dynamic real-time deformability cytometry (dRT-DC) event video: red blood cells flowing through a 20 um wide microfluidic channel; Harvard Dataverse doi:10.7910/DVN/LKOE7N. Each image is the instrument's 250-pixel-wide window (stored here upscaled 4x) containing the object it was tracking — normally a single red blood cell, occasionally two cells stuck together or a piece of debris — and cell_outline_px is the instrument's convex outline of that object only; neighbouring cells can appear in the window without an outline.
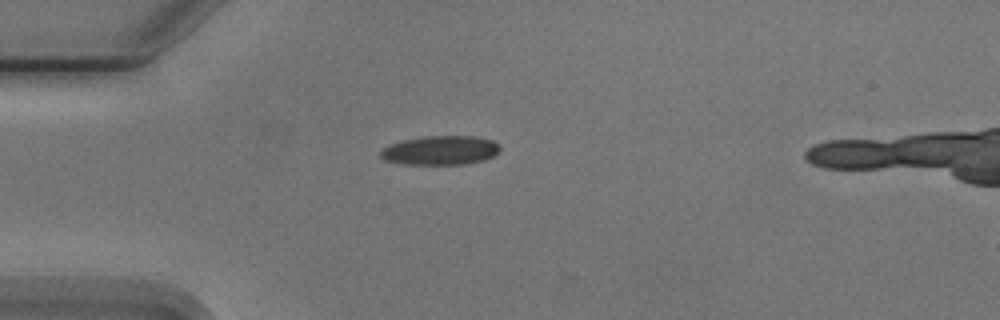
{"species": "Egyptian fruit bat (a non-hibernating species)", "species_latin": "Rousettus aegyptiacus", "temperature_condition": "cold", "stored_images_in_passage": 4, "camera_frame_rate_fps": 3000, "um_per_image_px": 0.085, "animal": {"sex": "male"}, "frame": {"image": 1, "passage_image": 1, "time_ms": 0.0, "image_size_px": [1000, 320], "cell_outline_px": [[500, 152], [484, 160], [464, 164], [400, 164], [384, 160], [380, 156], [380, 152], [388, 144], [404, 140], [424, 136], [476, 136], [492, 140], [500, 144]], "centroid_in_image_um": [37.44, 12.77], "position_along_channel_um": 47.6, "area_um2": 20.4}}
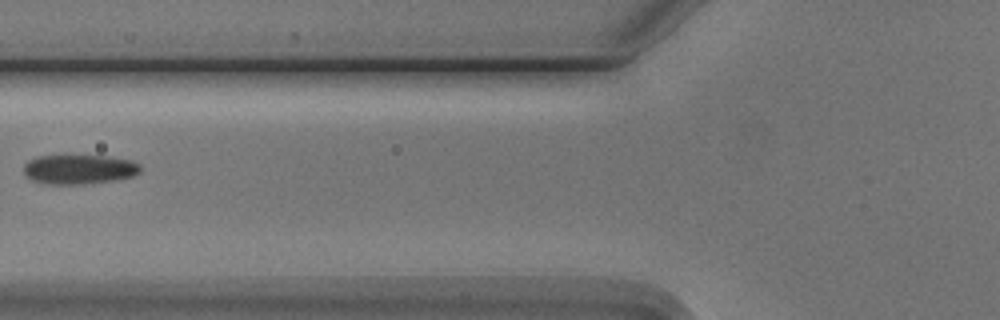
{"frame": {"image": 2, "passage_image": 3, "time_ms": 2.333, "image_size_px": [1000, 320], "cell_outline_px": [[140, 172], [132, 176], [116, 180], [92, 184], [48, 184], [32, 180], [24, 172], [24, 164], [28, 160], [36, 156], [64, 152], [108, 156], [132, 160], [140, 164]], "centroid_in_image_um": [6.71, 14.33], "position_along_channel_um": 119.1, "area_um2": 21.21}}
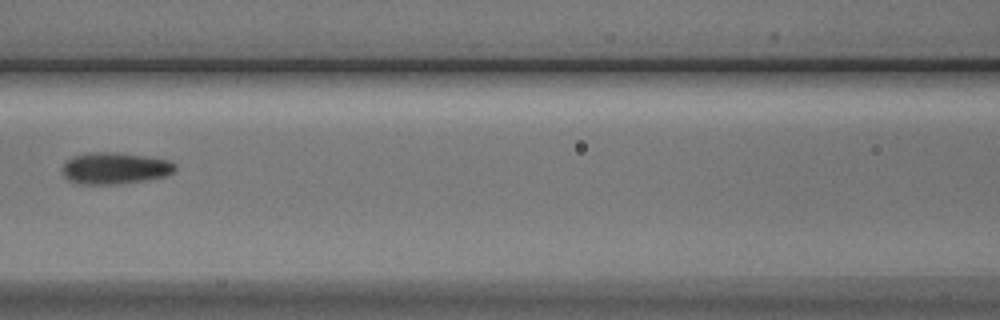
{"frame": {"image": 3, "passage_image": 4, "time_ms": 3.333, "image_size_px": [1000, 320], "cell_outline_px": [[176, 168], [172, 172], [164, 176], [148, 180], [112, 184], [84, 184], [68, 180], [64, 176], [64, 164], [68, 160], [76, 156], [96, 152], [104, 152], [144, 156], [168, 160], [176, 164]], "centroid_in_image_um": [9.8, 14.31], "position_along_channel_um": 156.8, "area_um2": 20.17}}